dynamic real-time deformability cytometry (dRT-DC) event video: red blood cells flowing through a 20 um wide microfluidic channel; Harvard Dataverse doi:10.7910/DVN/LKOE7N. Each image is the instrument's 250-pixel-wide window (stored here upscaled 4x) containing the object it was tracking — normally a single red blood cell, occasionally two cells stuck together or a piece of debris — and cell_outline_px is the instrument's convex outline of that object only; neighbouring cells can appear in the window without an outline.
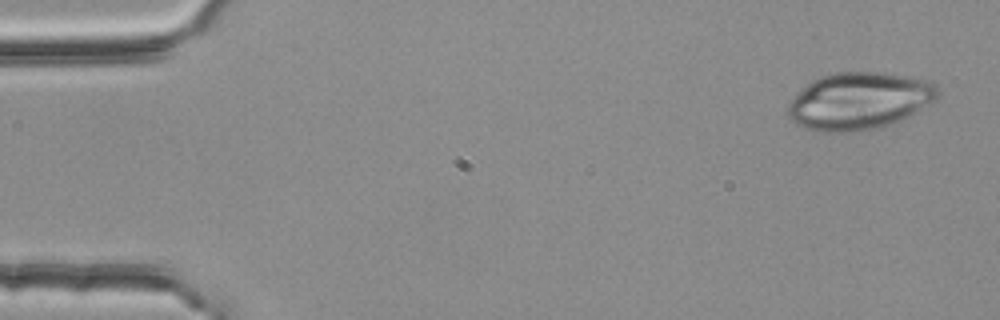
{"species": "common noctule bat (a hibernating species)", "species_latin": "Nyctalus noctula", "temperature_condition": "room temperature", "stored_images_in_passage": 4, "camera_frame_rate_fps": 3000, "um_per_image_px": 0.085, "animal": {"sex": "female", "body_mass_g": 25.1}, "frame": {"image": 1, "passage_image": 1, "time_ms": 0.0, "image_size_px": [1000, 320], "cell_outline_px": [[940, 92], [936, 100], [916, 112], [892, 124], [876, 128], [848, 132], [816, 132], [804, 128], [796, 124], [788, 116], [788, 104], [804, 84], [820, 76], [836, 72], [884, 72], [908, 76], [928, 80], [936, 84]], "centroid_in_image_um": [73.02, 8.57], "position_along_channel_um": 12.0, "area_um2": 50.4}}